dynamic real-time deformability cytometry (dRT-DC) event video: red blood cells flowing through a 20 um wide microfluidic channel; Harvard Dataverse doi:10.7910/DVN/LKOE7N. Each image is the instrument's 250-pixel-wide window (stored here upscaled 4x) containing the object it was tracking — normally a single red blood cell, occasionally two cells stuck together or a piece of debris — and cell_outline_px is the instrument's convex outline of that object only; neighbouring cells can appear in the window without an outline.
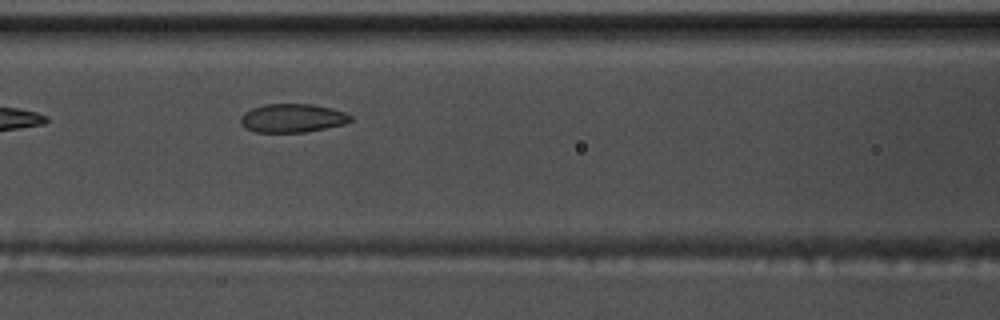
{"species": "common noctule bat (a hibernating species)", "species_latin": "Nyctalus noctula", "temperature_condition": "warm", "stored_images_in_passage": 38, "camera_frame_rate_fps": 3000, "um_per_image_px": 0.085, "animal": {"sex": "male", "body_mass_g": 17.5, "forearm_length_mm": 52.3}, "frame": {"image": 1, "passage_image": 7, "time_ms": 2.0, "image_size_px": [1000, 320], "cell_outline_px": [[352, 120], [344, 124], [304, 132], [256, 132], [244, 128], [240, 120], [240, 116], [244, 112], [252, 108], [264, 104], [312, 104], [332, 108], [344, 112], [352, 116]], "centroid_in_image_um": [24.83, 10.03], "position_along_channel_um": 141.8, "area_um2": 18.32}}
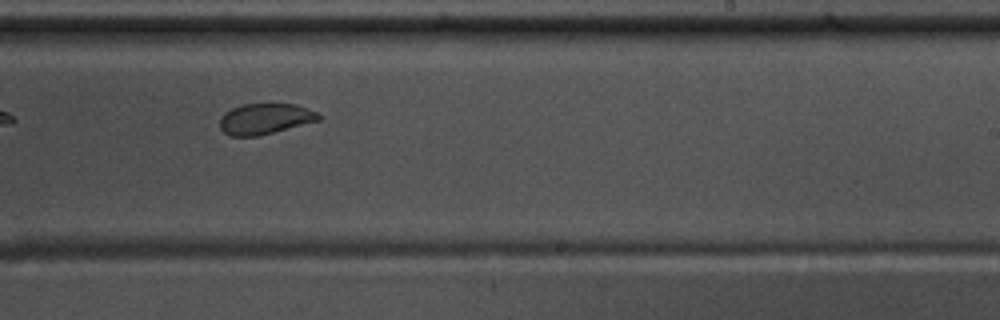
{"frame": {"image": 2, "passage_image": 17, "time_ms": 5.333, "image_size_px": [1000, 320], "cell_outline_px": [[324, 116], [320, 120], [256, 136], [228, 136], [220, 128], [220, 116], [224, 112], [232, 108], [244, 104], [296, 104], [316, 112]], "centroid_in_image_um": [22.51, 10.09], "position_along_channel_um": 266.5, "area_um2": 17.63}}
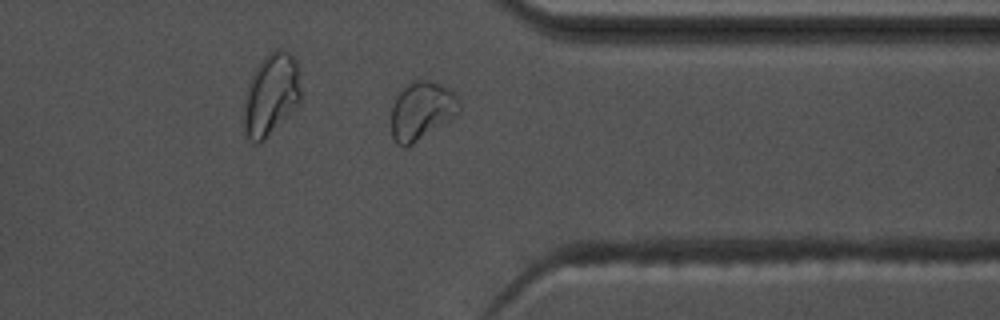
{"frame": {"image": 3, "passage_image": 26, "time_ms": 8.333, "image_size_px": [1000, 320], "cell_outline_px": [[460, 112], [456, 116], [408, 148], [404, 148], [396, 144], [392, 136], [392, 108], [396, 96], [412, 80], [428, 80], [440, 84], [448, 88], [460, 100]], "centroid_in_image_um": [35.85, 9.44], "position_along_channel_um": 375.6, "area_um2": 23.24}, "authors_computed_cell_mechanics": {"area_um2": 18.9295, "velocity_mm_per_s": 3.7579, "shape_relaxation_time_tau1_ms": 5.4692, "shape_relaxation_time_tau2_ms": 0.9759, "deformation_change_tau1": 0.1162, "deformation_change_tau2": 0.0546}}